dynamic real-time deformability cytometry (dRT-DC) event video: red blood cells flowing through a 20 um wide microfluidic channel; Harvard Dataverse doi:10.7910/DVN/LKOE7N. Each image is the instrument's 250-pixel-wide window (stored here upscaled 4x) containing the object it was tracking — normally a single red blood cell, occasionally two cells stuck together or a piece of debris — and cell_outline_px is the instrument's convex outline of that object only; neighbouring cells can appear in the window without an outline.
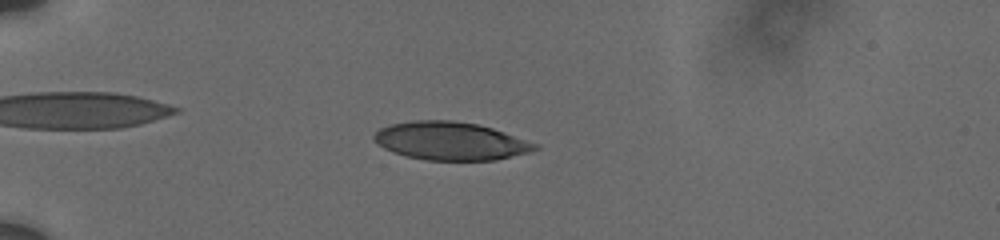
{"species": "human", "species_latin": "Homo sapiens", "temperature_condition": "cold", "stored_images_in_passage": 63, "camera_frame_rate_fps": 3000, "um_per_image_px": 0.085, "donor": {"sex": "male"}, "frame": {"image": 1, "passage_image": 23, "time_ms": 5.667, "image_size_px": [1000, 240], "cell_outline_px": [[540, 148], [532, 152], [496, 160], [428, 160], [404, 156], [392, 152], [384, 148], [372, 136], [380, 128], [392, 124], [412, 120], [452, 120], [476, 124], [492, 128], [504, 132], [536, 144]], "centroid_in_image_um": [38.3, 11.99], "position_along_channel_um": 46.7, "area_um2": 35.6}}
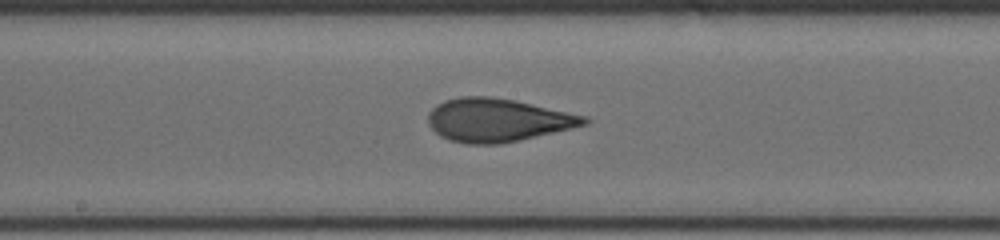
{"frame": {"image": 2, "passage_image": 41, "time_ms": 11.0, "image_size_px": [1000, 240], "cell_outline_px": [[592, 120], [588, 124], [572, 128], [520, 140], [500, 144], [468, 144], [448, 140], [440, 136], [428, 124], [428, 112], [436, 104], [444, 100], [460, 96], [488, 96], [516, 100], [588, 116]], "centroid_in_image_um": [42.3, 10.2], "position_along_channel_um": 205.9, "area_um2": 39.71}}
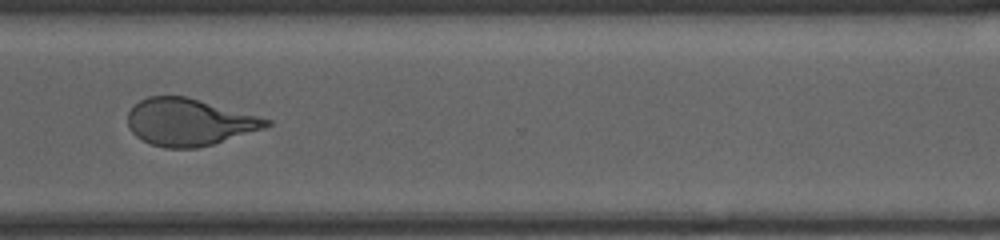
{"frame": {"image": 3, "passage_image": 62, "time_ms": 15.0, "image_size_px": [1000, 240], "cell_outline_px": [[272, 124], [264, 128], [212, 144], [196, 148], [164, 148], [152, 144], [136, 136], [132, 132], [128, 124], [128, 112], [140, 100], [148, 96], [188, 96], [272, 120]], "centroid_in_image_um": [16.07, 10.37], "position_along_channel_um": 354.5, "area_um2": 37.74}}